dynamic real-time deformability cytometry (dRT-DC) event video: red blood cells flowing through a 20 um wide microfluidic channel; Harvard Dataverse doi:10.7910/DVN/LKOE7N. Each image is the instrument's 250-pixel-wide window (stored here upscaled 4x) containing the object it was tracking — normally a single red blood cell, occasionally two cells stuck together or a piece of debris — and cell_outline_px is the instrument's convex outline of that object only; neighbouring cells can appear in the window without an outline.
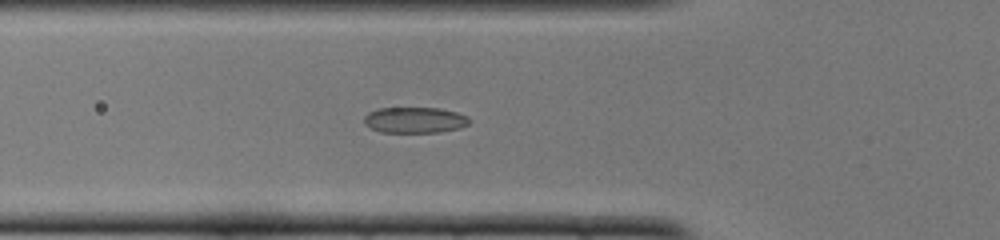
{"species": "common noctule bat (a hibernating species)", "species_latin": "Nyctalus noctula", "temperature_condition": "cold", "stored_images_in_passage": 51, "camera_frame_rate_fps": 3000, "um_per_image_px": 0.085, "animal": {"sex": "female", "body_mass_g": 22.0, "forearm_length_mm": 56.7}, "frame": {"image": 1, "passage_image": 18, "time_ms": 5.667, "image_size_px": [1000, 240], "cell_outline_px": [[468, 124], [460, 128], [440, 132], [380, 132], [364, 124], [364, 116], [368, 112], [376, 108], [440, 108], [456, 112], [468, 116]], "centroid_in_image_um": [35.23, 10.2], "position_along_channel_um": 90.6, "area_um2": 15.9}}
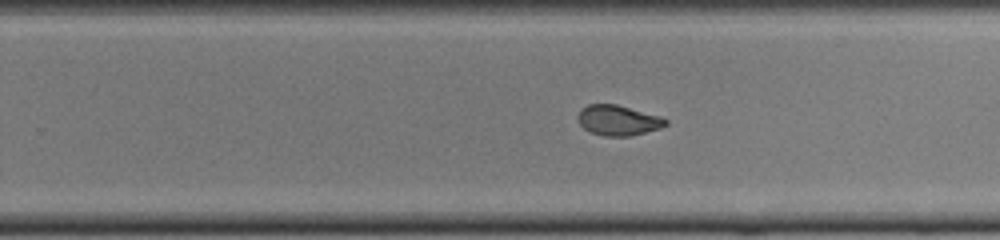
{"frame": {"image": 2, "passage_image": 32, "time_ms": 10.333, "image_size_px": [1000, 240], "cell_outline_px": [[668, 124], [660, 128], [632, 136], [604, 136], [592, 132], [584, 128], [576, 120], [576, 116], [580, 108], [588, 104], [616, 104], [660, 116], [668, 120]], "centroid_in_image_um": [52.51, 10.22], "position_along_channel_um": 277.3, "area_um2": 15.61}}
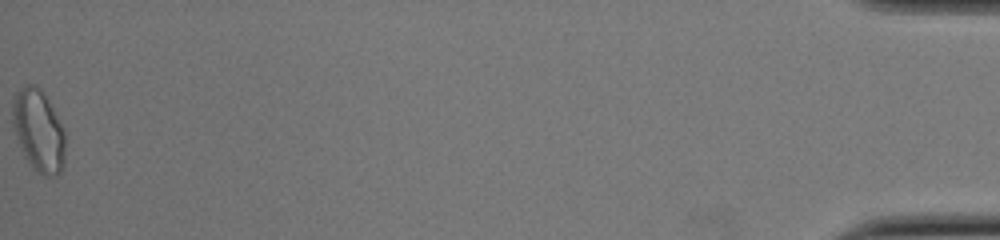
{"frame": {"image": 3, "passage_image": 51, "time_ms": 16.667, "image_size_px": [1000, 240], "cell_outline_px": [[64, 168], [56, 176], [44, 176], [36, 172], [24, 156], [12, 124], [12, 96], [24, 84], [36, 84], [44, 92], [64, 128]], "centroid_in_image_um": [3.27, 11.08], "position_along_channel_um": 431.9, "area_um2": 25.55}, "authors_computed_cell_mechanics": {"area_um2": 16.4152, "velocity_mm_per_s": 4.0118, "shape_relaxation_time_tau1_ms": 3.822, "shape_relaxation_time_tau2_ms": 1.307, "deformation_change_tau1": 0.139, "deformation_change_tau2": 0.061}}